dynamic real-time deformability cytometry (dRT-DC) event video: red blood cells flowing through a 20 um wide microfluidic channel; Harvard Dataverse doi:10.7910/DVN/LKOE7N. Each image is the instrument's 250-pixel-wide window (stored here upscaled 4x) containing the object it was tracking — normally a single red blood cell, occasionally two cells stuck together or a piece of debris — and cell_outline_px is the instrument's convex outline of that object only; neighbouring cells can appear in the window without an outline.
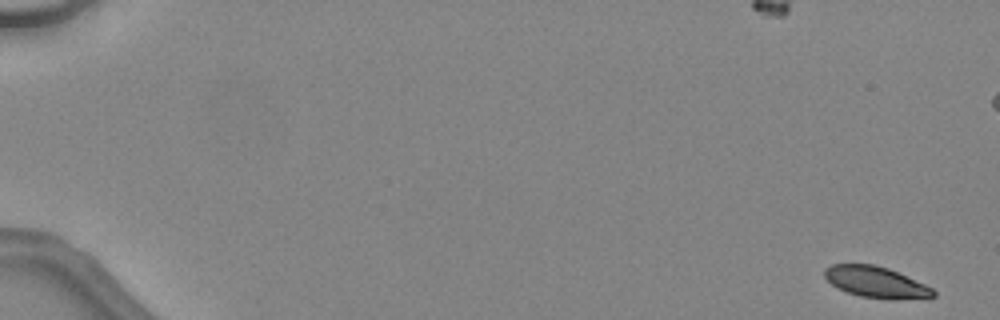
{"species": "common noctule bat (a hibernating species)", "species_latin": "Nyctalus noctula", "temperature_condition": "warm", "stored_images_in_passage": 48, "camera_frame_rate_fps": 3000, "um_per_image_px": 0.085, "animal": {"sex": "female", "body_mass_g": 24.6, "forearm_length_mm": 56.2}, "frame": {"image": 1, "passage_image": 1, "time_ms": 0.0, "image_size_px": [1000, 320], "cell_outline_px": [[936, 296], [896, 300], [888, 300], [860, 296], [848, 292], [832, 284], [824, 276], [824, 268], [832, 264], [872, 264], [888, 268], [924, 284], [932, 288], [936, 292]], "centroid_in_image_um": [74.46, 23.99], "position_along_channel_um": 10.5, "area_um2": 19.59}}
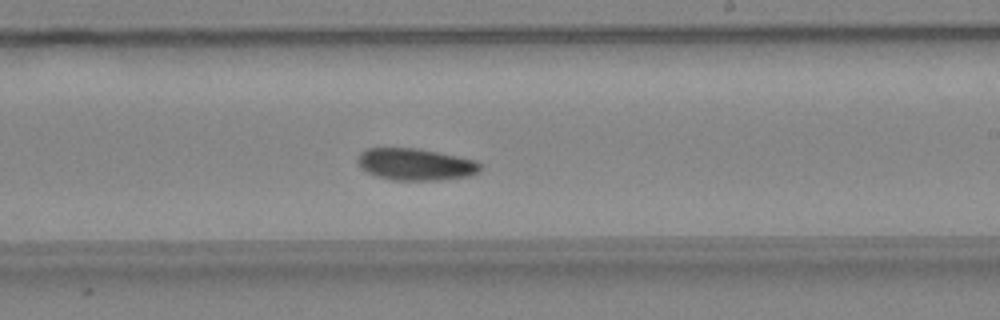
{"frame": {"image": 2, "passage_image": 30, "time_ms": 9.667, "image_size_px": [1000, 320], "cell_outline_px": [[484, 168], [480, 172], [468, 176], [444, 180], [392, 180], [376, 176], [360, 168], [356, 160], [360, 152], [368, 148], [416, 148], [476, 160]], "centroid_in_image_um": [35.32, 13.98], "position_along_channel_um": 253.7, "area_um2": 22.95}}
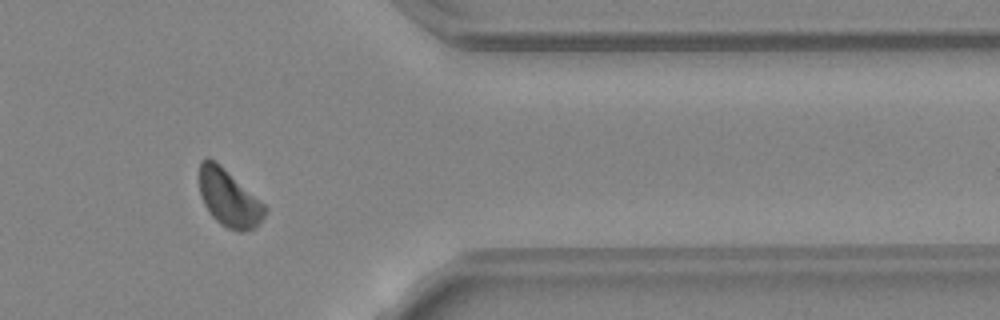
{"frame": {"image": 3, "passage_image": 40, "time_ms": 13.0, "image_size_px": [1000, 320], "cell_outline_px": [[268, 208], [260, 224], [244, 232], [240, 232], [228, 228], [220, 224], [208, 212], [204, 204], [200, 192], [200, 160], [208, 156], [220, 164], [264, 204]], "centroid_in_image_um": [19.45, 16.84], "position_along_channel_um": 391.9, "area_um2": 21.73}, "authors_computed_cell_mechanics": {"area_um2": 22.1085, "velocity_mm_per_s": 4.4935, "shape_relaxation_time_tau1_ms": 4.0658, "shape_relaxation_time_tau2_ms": null, "deformation_change_tau1": 0.0945, "deformation_change_tau2": null}}